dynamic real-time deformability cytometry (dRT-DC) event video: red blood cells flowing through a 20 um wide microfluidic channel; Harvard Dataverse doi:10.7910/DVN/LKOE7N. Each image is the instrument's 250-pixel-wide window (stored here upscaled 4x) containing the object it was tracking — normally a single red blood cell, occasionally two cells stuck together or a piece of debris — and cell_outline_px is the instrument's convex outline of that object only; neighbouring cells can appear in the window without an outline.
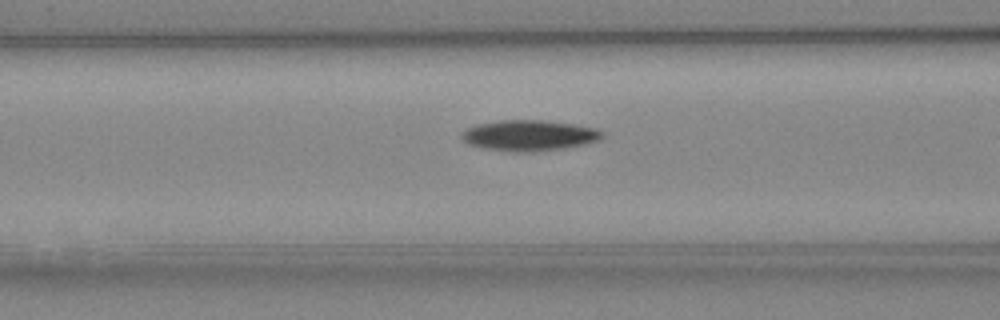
{"species": "Egyptian fruit bat (a non-hibernating species)", "species_latin": "Rousettus aegyptiacus", "temperature_condition": "cold", "stored_images_in_passage": 17, "camera_frame_rate_fps": 3000, "um_per_image_px": 0.085, "animal": {"sex": "female"}, "frame": {"image": 1, "passage_image": 15, "time_ms": 4.667, "image_size_px": [1000, 320], "cell_outline_px": [[604, 136], [600, 140], [584, 144], [564, 148], [532, 152], [508, 152], [484, 148], [468, 144], [460, 136], [460, 132], [476, 124], [500, 120], [544, 120], [576, 124], [596, 128], [604, 132]], "centroid_in_image_um": [44.99, 11.51], "position_along_channel_um": 121.6, "area_um2": 25.49}}